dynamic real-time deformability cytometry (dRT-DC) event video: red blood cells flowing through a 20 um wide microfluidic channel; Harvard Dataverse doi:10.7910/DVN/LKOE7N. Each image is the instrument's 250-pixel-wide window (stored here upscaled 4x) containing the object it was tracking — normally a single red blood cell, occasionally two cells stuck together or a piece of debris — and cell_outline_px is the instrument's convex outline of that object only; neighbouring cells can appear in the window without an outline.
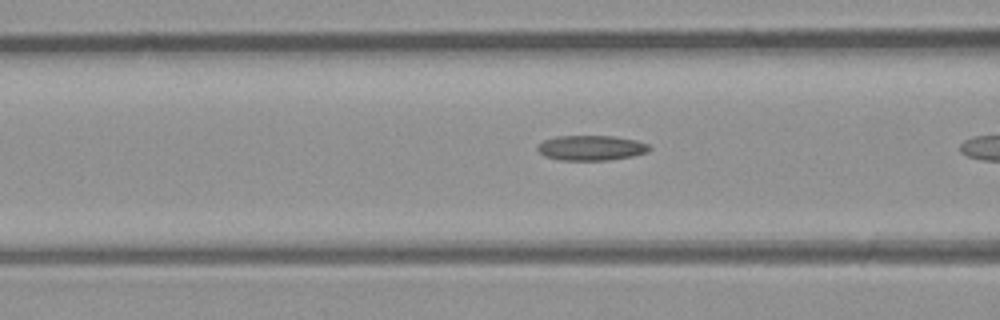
{"species": "common noctule bat (a hibernating species)", "species_latin": "Nyctalus noctula", "temperature_condition": "room temperature", "stored_images_in_passage": 11, "camera_frame_rate_fps": 3000, "um_per_image_px": 0.085, "animal": {"sex": "male", "body_mass_g": 23.1, "forearm_length_mm": 52.7}, "frame": {"image": 1, "passage_image": 10, "time_ms": 3.0, "image_size_px": [1000, 320], "cell_outline_px": [[652, 148], [648, 152], [632, 156], [608, 160], [560, 160], [544, 156], [536, 148], [536, 144], [544, 140], [556, 136], [616, 136], [636, 140], [648, 144]], "centroid_in_image_um": [50.24, 12.56], "position_along_channel_um": 116.4, "area_um2": 16.47}}